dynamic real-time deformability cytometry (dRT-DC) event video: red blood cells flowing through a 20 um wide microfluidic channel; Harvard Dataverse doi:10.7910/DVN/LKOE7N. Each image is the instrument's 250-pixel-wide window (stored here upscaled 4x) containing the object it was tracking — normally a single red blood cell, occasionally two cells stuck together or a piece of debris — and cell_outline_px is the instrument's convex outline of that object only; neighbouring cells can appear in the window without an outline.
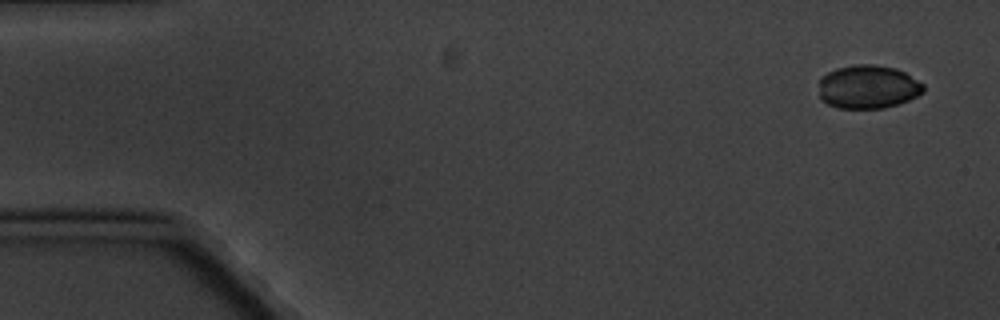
{"species": "common noctule bat (a hibernating species)", "species_latin": "Nyctalus noctula", "temperature_condition": "cold", "stored_images_in_passage": 6, "camera_frame_rate_fps": 3000, "um_per_image_px": 0.085, "animal": {"sex": "male", "body_mass_g": 20.1, "forearm_length_mm": 53.5}, "frame": {"image": 1, "passage_image": 1, "time_ms": 0.0, "image_size_px": [1000, 320], "cell_outline_px": [[924, 92], [908, 100], [884, 108], [836, 108], [820, 100], [820, 80], [828, 72], [836, 68], [856, 64], [872, 64], [896, 68], [904, 72], [924, 84]], "centroid_in_image_um": [73.78, 7.38], "position_along_channel_um": 11.2, "area_um2": 26.47}}